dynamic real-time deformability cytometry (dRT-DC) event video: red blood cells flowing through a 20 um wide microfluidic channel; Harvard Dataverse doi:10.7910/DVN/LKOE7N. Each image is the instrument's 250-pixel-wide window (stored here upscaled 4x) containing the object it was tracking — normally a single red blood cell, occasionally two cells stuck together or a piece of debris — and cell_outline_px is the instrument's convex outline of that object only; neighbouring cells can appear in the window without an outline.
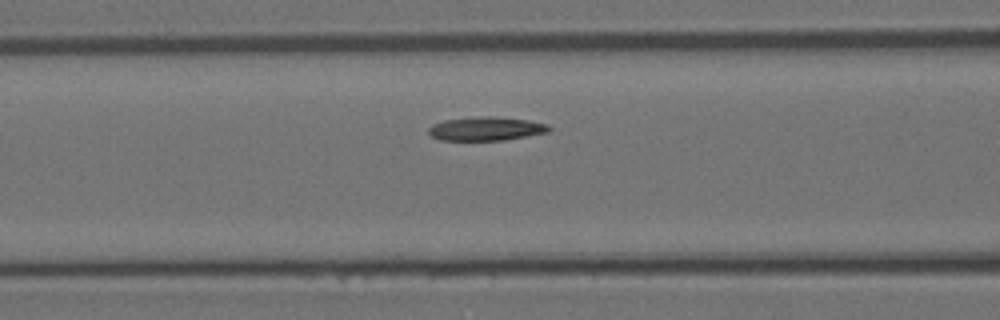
{"species": "Egyptian fruit bat (a non-hibernating species)", "species_latin": "Rousettus aegyptiacus", "temperature_condition": "room temperature", "stored_images_in_passage": 17, "camera_frame_rate_fps": 3000, "um_per_image_px": 0.085, "animal": {"sex": "female"}, "frame": {"image": 1, "passage_image": 15, "time_ms": 4.667, "image_size_px": [1000, 320], "cell_outline_px": [[552, 128], [548, 132], [504, 140], [440, 140], [432, 136], [428, 132], [428, 128], [432, 124], [444, 120], [484, 116], [496, 116], [528, 120], [548, 124]], "centroid_in_image_um": [41.32, 10.94], "position_along_channel_um": 125.3, "area_um2": 16.65}}